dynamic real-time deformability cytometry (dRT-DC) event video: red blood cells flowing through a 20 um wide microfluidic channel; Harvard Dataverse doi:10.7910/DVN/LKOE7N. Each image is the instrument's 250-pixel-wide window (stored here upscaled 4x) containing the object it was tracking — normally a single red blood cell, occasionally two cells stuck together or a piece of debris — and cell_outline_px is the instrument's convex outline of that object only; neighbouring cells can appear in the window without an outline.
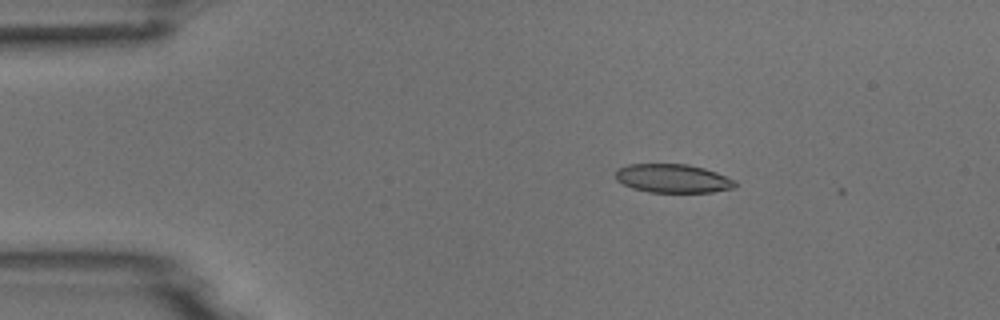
{"species": "common noctule bat (a hibernating species)", "species_latin": "Nyctalus noctula", "temperature_condition": "room temperature", "stored_images_in_passage": 3, "camera_frame_rate_fps": 3000, "um_per_image_px": 0.085, "animal": {"sex": "male", "body_mass_g": 18.8}, "frame": {"image": 1, "passage_image": 1, "time_ms": 0.0, "image_size_px": [1000, 320], "cell_outline_px": [[736, 184], [732, 188], [712, 192], [648, 192], [632, 188], [616, 180], [616, 168], [628, 164], [688, 164], [704, 168], [716, 172], [736, 180]], "centroid_in_image_um": [57.17, 15.16], "position_along_channel_um": 27.8, "area_um2": 20.0}}